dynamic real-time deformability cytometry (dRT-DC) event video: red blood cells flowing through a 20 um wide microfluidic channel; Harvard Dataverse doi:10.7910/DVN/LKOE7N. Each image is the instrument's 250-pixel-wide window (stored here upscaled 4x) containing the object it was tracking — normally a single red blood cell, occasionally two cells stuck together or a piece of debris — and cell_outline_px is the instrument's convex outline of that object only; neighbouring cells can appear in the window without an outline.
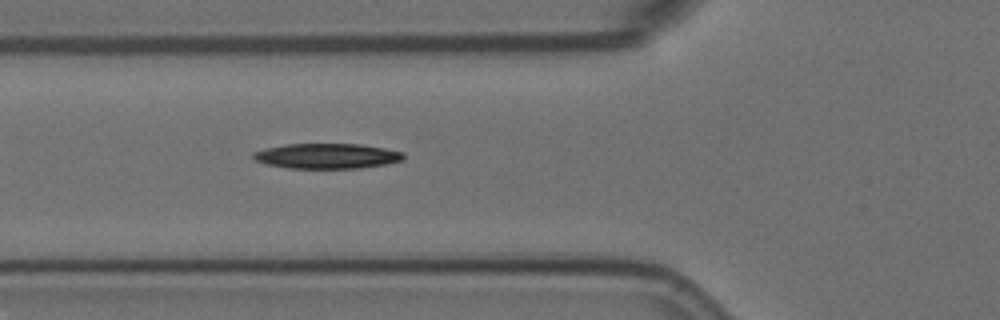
{"species": "Egyptian fruit bat (a non-hibernating species)", "species_latin": "Rousettus aegyptiacus", "temperature_condition": "room temperature", "stored_images_in_passage": 39, "camera_frame_rate_fps": 3000, "um_per_image_px": 0.085, "animal": {"sex": "female"}, "frame": {"image": 1, "passage_image": 7, "time_ms": 2.0, "image_size_px": [1000, 320], "cell_outline_px": [[404, 160], [384, 164], [360, 168], [288, 168], [268, 164], [256, 160], [252, 156], [252, 152], [264, 148], [284, 144], [360, 144], [384, 148], [404, 152]], "centroid_in_image_um": [27.78, 13.25], "position_along_channel_um": 98.0, "area_um2": 22.02}}
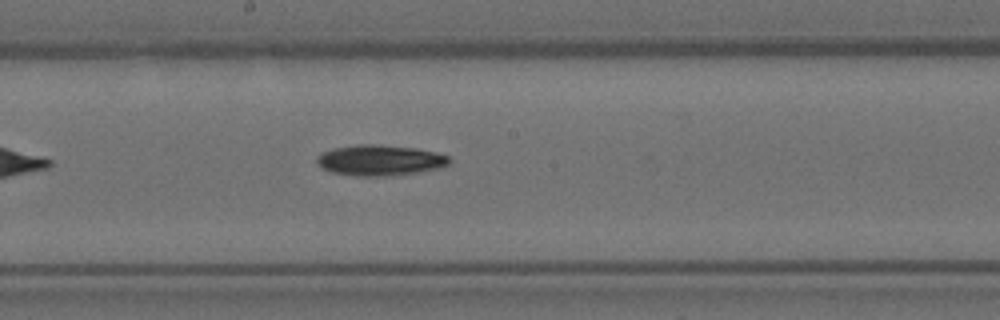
{"frame": {"image": 2, "passage_image": 17, "time_ms": 5.333, "image_size_px": [1000, 320], "cell_outline_px": [[452, 160], [448, 164], [440, 168], [416, 172], [388, 176], [360, 176], [332, 172], [320, 168], [316, 164], [316, 156], [320, 152], [332, 148], [360, 144], [372, 144], [416, 148], [436, 152], [448, 156]], "centroid_in_image_um": [32.25, 13.62], "position_along_channel_um": 216.0, "area_um2": 23.81}}
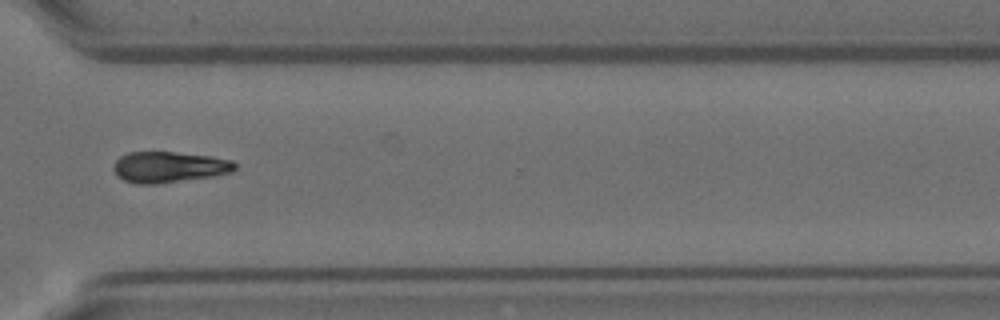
{"frame": {"image": 3, "passage_image": 29, "time_ms": 9.333, "image_size_px": [1000, 320], "cell_outline_px": [[236, 168], [232, 172], [212, 176], [156, 184], [136, 184], [124, 180], [116, 176], [112, 168], [116, 160], [120, 156], [128, 152], [172, 152], [212, 156], [232, 160], [236, 164]], "centroid_in_image_um": [14.34, 14.2], "position_along_channel_um": 356.3, "area_um2": 21.96}}